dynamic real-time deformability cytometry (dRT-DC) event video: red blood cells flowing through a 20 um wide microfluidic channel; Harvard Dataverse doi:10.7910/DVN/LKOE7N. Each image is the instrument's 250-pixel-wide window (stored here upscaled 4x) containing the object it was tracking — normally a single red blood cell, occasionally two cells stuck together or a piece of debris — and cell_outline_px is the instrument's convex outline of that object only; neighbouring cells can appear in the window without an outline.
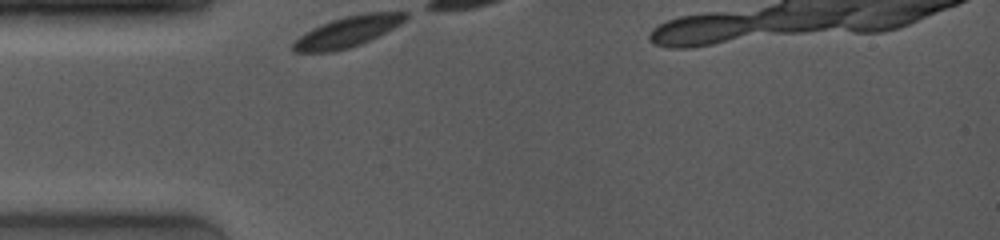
{"species": "common noctule bat (a hibernating species)", "species_latin": "Nyctalus noctula", "temperature_condition": "room temperature", "stored_images_in_passage": 8, "camera_frame_rate_fps": 4000, "um_per_image_px": 0.085, "animal": {"sex": "female", "body_mass_g": 19.0, "forearm_length_mm": 53.3}, "frame": {"image": 1, "passage_image": 1, "time_ms": 0.0, "image_size_px": [1000, 240], "cell_outline_px": [[408, 16], [400, 24], [360, 44], [348, 48], [332, 52], [296, 52], [292, 48], [292, 44], [304, 32], [312, 28], [332, 20], [344, 16], [364, 12], [408, 12]], "centroid_in_image_um": [29.52, 2.68], "position_along_channel_um": 55.5, "area_um2": 19.83}}